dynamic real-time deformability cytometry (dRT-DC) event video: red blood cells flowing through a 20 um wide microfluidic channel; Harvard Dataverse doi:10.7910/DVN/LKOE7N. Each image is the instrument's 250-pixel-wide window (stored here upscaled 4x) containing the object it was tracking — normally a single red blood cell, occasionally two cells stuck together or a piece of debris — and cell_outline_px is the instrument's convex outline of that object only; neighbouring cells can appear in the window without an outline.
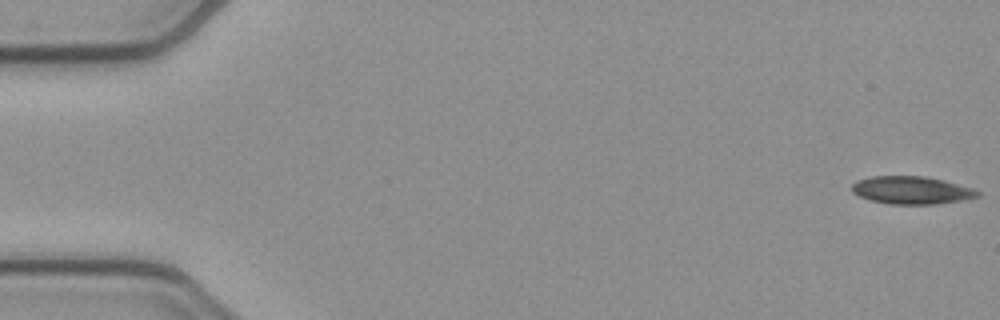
{"species": "common noctule bat (a hibernating species)", "species_latin": "Nyctalus noctula", "temperature_condition": "cold", "stored_images_in_passage": 52, "camera_frame_rate_fps": 3000, "um_per_image_px": 0.085, "animal": {"sex": "female", "body_mass_g": 21.9}, "frame": {"image": 1, "passage_image": 1, "time_ms": 0.0, "image_size_px": [1000, 320], "cell_outline_px": [[980, 196], [960, 200], [936, 204], [888, 204], [868, 200], [852, 192], [852, 184], [856, 180], [872, 176], [924, 176], [944, 180], [972, 188], [980, 192]], "centroid_in_image_um": [77.45, 16.16], "position_along_channel_um": 7.6, "area_um2": 20.35}}
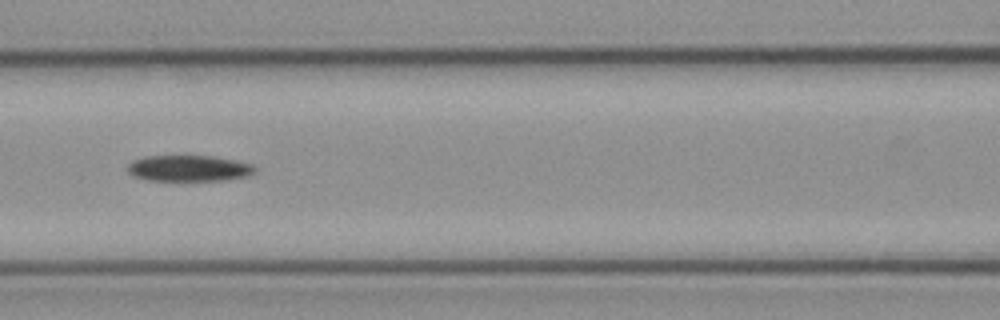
{"frame": {"image": 2, "passage_image": 23, "time_ms": 7.333, "image_size_px": [1000, 320], "cell_outline_px": [[256, 172], [248, 176], [228, 180], [148, 180], [132, 176], [128, 172], [128, 164], [132, 160], [144, 156], [212, 156], [236, 160], [252, 164], [256, 168]], "centroid_in_image_um": [16.07, 14.3], "position_along_channel_um": 150.5, "area_um2": 19.48}}
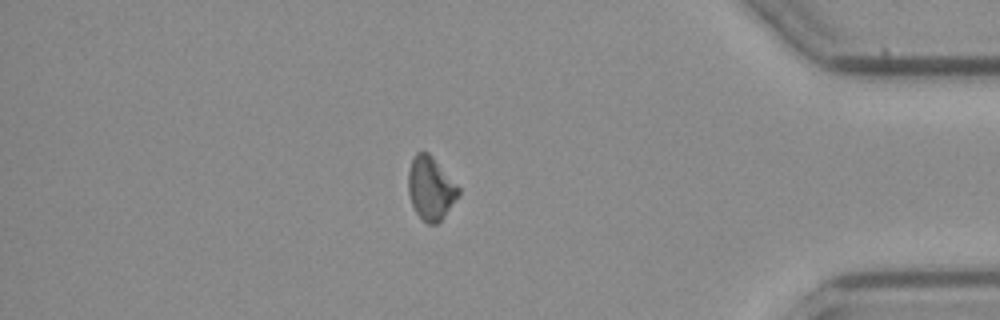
{"frame": {"image": 3, "passage_image": 45, "time_ms": 14.667, "image_size_px": [1000, 320], "cell_outline_px": [[460, 192], [444, 216], [436, 224], [428, 224], [416, 212], [412, 204], [408, 192], [408, 172], [412, 160], [416, 152], [428, 152], [432, 156], [460, 188]], "centroid_in_image_um": [36.59, 15.99], "position_along_channel_um": 398.6, "area_um2": 18.15}}